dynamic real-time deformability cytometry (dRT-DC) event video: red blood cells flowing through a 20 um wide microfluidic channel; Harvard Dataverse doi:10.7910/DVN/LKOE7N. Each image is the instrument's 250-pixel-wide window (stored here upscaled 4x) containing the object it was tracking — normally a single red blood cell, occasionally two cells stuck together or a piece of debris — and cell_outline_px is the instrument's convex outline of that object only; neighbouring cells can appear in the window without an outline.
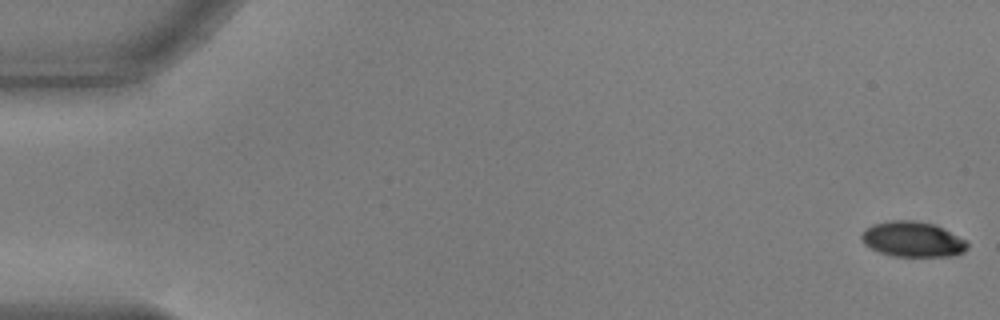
{"species": "common noctule bat (a hibernating species)", "species_latin": "Nyctalus noctula", "temperature_condition": "warm", "stored_images_in_passage": 55, "camera_frame_rate_fps": 3000, "um_per_image_px": 0.085, "animal": {"sex": "male", "body_mass_g": 17.9, "forearm_length_mm": 54.2}, "frame": {"image": 1, "passage_image": 1, "time_ms": 0.0, "image_size_px": [1000, 320], "cell_outline_px": [[968, 248], [964, 252], [952, 256], [892, 256], [880, 252], [864, 244], [860, 236], [864, 228], [872, 224], [888, 220], [912, 220], [936, 224], [944, 228], [964, 240], [968, 244]], "centroid_in_image_um": [77.55, 20.32], "position_along_channel_um": 7.4, "area_um2": 21.91}}
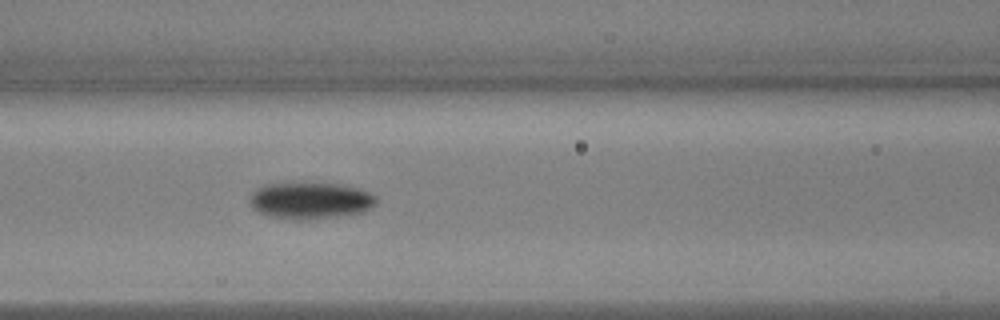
{"frame": {"image": 2, "passage_image": 24, "time_ms": 7.667, "image_size_px": [1000, 320], "cell_outline_px": [[376, 204], [372, 208], [364, 212], [340, 216], [308, 220], [296, 220], [268, 216], [252, 208], [252, 192], [256, 188], [268, 184], [336, 184], [360, 188], [376, 196]], "centroid_in_image_um": [26.43, 17.07], "position_along_channel_um": 140.2, "area_um2": 26.82}}
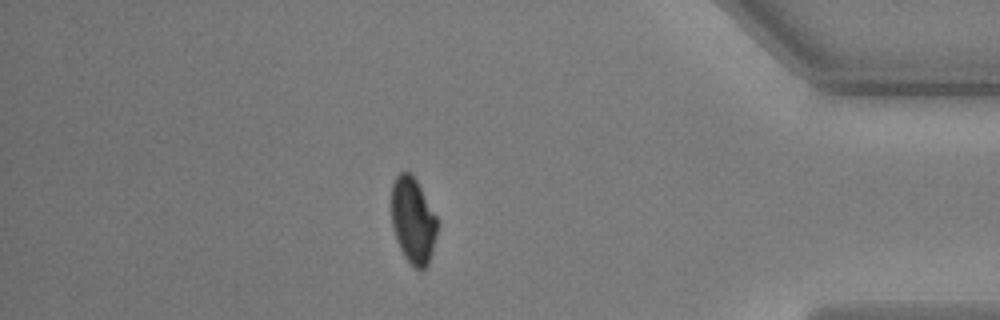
{"frame": {"image": 3, "passage_image": 48, "time_ms": 15.667, "image_size_px": [1000, 320], "cell_outline_px": [[436, 236], [428, 264], [420, 272], [404, 256], [396, 240], [392, 228], [392, 184], [396, 176], [400, 172], [408, 172], [416, 180], [436, 216]], "centroid_in_image_um": [35.08, 18.76], "position_along_channel_um": 400.1, "area_um2": 22.6}, "authors_computed_cell_mechanics": {"area_um2": 24.4494, "velocity_mm_per_s": 3.6844, "shape_relaxation_time_tau1_ms": 2.8265, "shape_relaxation_time_tau2_ms": 7.5451, "deformation_change_tau1": 0.1183, "deformation_change_tau2": 0.0849}}